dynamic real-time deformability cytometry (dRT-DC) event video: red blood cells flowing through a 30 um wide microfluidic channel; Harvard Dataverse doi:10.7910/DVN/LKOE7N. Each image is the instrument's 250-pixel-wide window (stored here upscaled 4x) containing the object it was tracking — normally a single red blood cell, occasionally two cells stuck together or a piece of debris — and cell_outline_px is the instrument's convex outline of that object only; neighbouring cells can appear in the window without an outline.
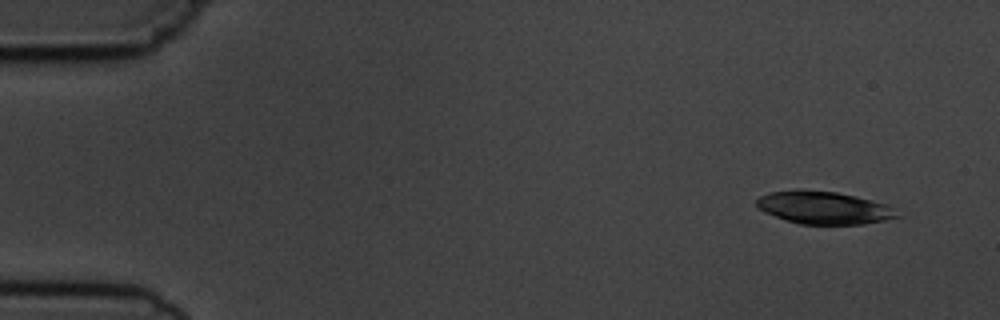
{"species": "common noctule bat (a hibernating species)", "species_latin": "Nyctalus noctula", "temperature_condition": "cold", "stored_images_in_passage": 4, "camera_frame_rate_fps": 3000, "um_per_image_px": 0.085, "animal": {"sex": "male", "body_mass_g": 19.5, "forearm_length_mm": 54.6}, "frame": {"image": 1, "passage_image": 1, "time_ms": 0.0, "image_size_px": [1000, 320], "cell_outline_px": [[904, 216], [864, 224], [800, 224], [784, 220], [764, 212], [756, 208], [756, 200], [760, 196], [772, 192], [796, 188], [800, 188], [836, 192], [856, 196], [888, 204]], "centroid_in_image_um": [70.03, 17.64], "position_along_channel_um": 15.0, "area_um2": 27.28}}
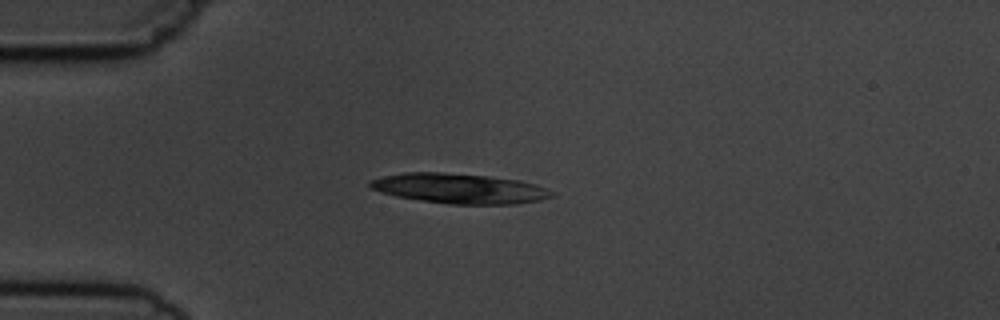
{"frame": {"image": 2, "passage_image": 4, "time_ms": 3.333, "image_size_px": [1000, 320], "cell_outline_px": [[556, 196], [540, 200], [516, 204], [448, 204], [396, 196], [380, 192], [368, 188], [368, 184], [372, 180], [384, 176], [404, 172], [444, 172], [488, 176], [520, 180], [536, 184], [556, 192]], "centroid_in_image_um": [39.09, 16.02], "position_along_channel_um": 45.9, "area_um2": 31.96}}